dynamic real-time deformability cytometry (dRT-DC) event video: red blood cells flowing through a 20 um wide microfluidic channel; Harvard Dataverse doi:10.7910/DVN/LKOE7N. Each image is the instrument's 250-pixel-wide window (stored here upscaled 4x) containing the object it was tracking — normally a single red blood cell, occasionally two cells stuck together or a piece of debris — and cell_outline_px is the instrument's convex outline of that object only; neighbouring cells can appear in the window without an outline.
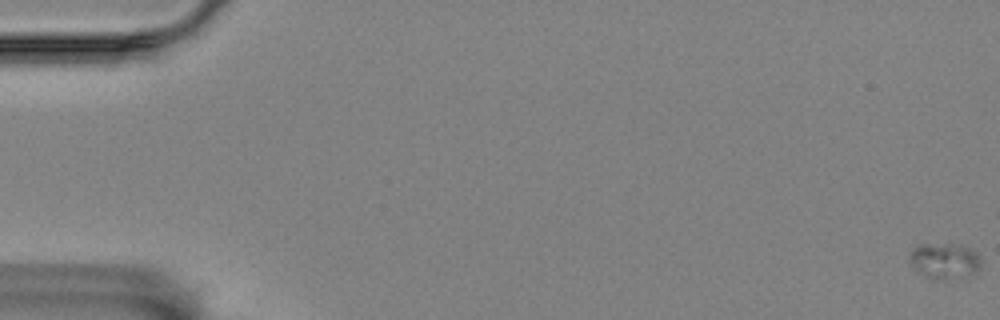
{"species": "Egyptian fruit bat (a non-hibernating species)", "species_latin": "Rousettus aegyptiacus", "temperature_condition": "room temperature", "stored_images_in_passage": 21, "camera_frame_rate_fps": 3000, "um_per_image_px": 0.085, "animal": {"sex": "female"}, "frame": {"image": 1, "passage_image": 1, "time_ms": 0.0, "image_size_px": [1000, 320], "cell_outline_px": [[980, 268], [968, 276], [944, 280], [936, 280], [924, 276], [916, 272], [912, 264], [912, 248], [920, 244], [952, 244], [968, 248], [976, 252], [980, 256]], "centroid_in_image_um": [80.29, 22.2], "position_along_channel_um": 4.7, "area_um2": 14.8}}
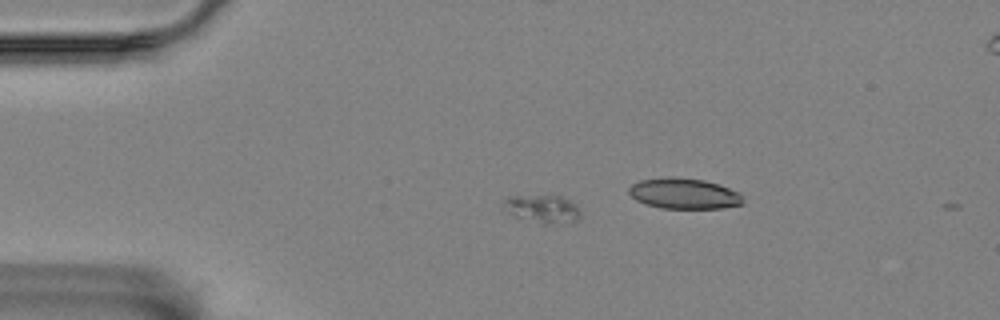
{"frame": {"image": 2, "passage_image": 16, "time_ms": 5.0, "image_size_px": [1000, 320], "cell_outline_px": [[580, 216], [576, 220], [544, 224], [516, 216], [508, 212], [504, 204], [504, 200], [508, 196], [560, 196], [576, 204], [580, 212]], "centroid_in_image_um": [46.12, 17.74], "position_along_channel_um": 38.9, "area_um2": 12.02}}